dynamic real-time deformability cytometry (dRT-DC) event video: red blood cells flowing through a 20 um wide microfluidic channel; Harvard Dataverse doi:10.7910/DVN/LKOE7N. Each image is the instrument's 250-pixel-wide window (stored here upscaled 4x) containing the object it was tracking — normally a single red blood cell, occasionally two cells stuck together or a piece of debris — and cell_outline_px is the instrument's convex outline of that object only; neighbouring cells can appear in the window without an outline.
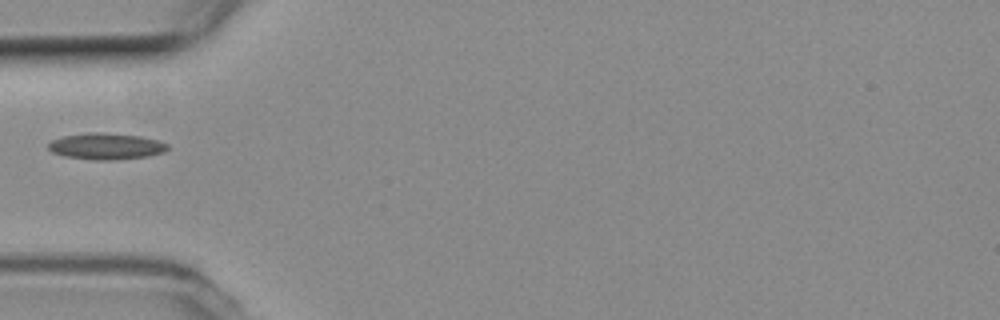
{"species": "common noctule bat (a hibernating species)", "species_latin": "Nyctalus noctula", "temperature_condition": "room temperature", "stored_images_in_passage": 9, "camera_frame_rate_fps": 3000, "um_per_image_px": 0.085, "animal": {"sex": "female", "body_mass_g": 19.3, "forearm_length_mm": 54.1}, "frame": {"image": 1, "passage_image": 1, "time_ms": 0.0, "image_size_px": [1000, 320], "cell_outline_px": [[168, 148], [164, 152], [148, 156], [108, 160], [92, 160], [64, 156], [52, 152], [48, 148], [48, 144], [52, 140], [64, 136], [88, 132], [100, 132], [140, 136], [160, 140], [168, 144]], "centroid_in_image_um": [9.02, 12.43], "position_along_channel_um": 76.0, "area_um2": 18.32}}
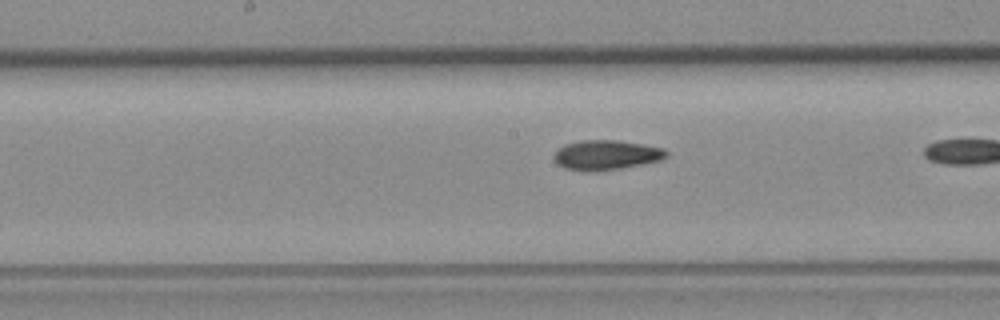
{"frame": {"image": 2, "passage_image": 8, "time_ms": 2.333, "image_size_px": [1000, 320], "cell_outline_px": [[668, 156], [660, 160], [620, 168], [596, 172], [584, 172], [564, 168], [556, 164], [556, 152], [564, 144], [580, 140], [616, 140], [664, 148], [668, 152]], "centroid_in_image_um": [51.51, 13.18], "position_along_channel_um": 196.7, "area_um2": 19.42}}